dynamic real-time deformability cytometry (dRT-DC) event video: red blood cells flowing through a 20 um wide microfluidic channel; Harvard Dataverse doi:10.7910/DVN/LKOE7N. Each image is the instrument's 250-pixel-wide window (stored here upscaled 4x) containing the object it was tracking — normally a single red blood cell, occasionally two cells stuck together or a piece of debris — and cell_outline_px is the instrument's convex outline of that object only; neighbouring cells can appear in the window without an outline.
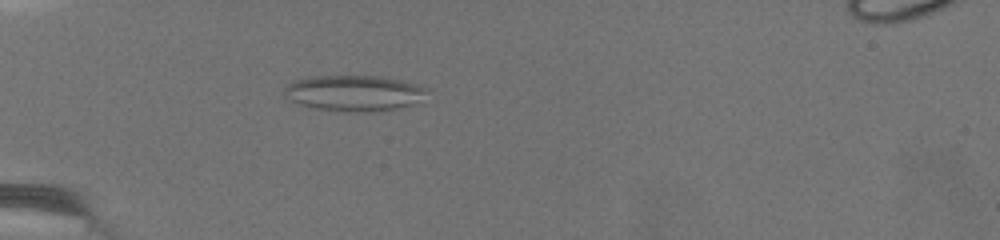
{"species": "common noctule bat (a hibernating species)", "species_latin": "Nyctalus noctula", "temperature_condition": "warm", "stored_images_in_passage": 18, "camera_frame_rate_fps": 3000, "um_per_image_px": 0.085, "animal": {"sex": "female", "body_mass_g": 19.5, "forearm_length_mm": 54.1}, "frame": {"image": 1, "passage_image": 16, "time_ms": 5.667, "image_size_px": [1000, 240], "cell_outline_px": [[428, 88], [408, 104], [400, 108], [356, 112], [344, 112], [312, 108], [296, 104], [284, 92], [284, 88], [288, 84], [296, 80], [316, 76], [380, 76], [400, 80], [416, 84]], "centroid_in_image_um": [29.98, 7.91], "position_along_channel_um": 55.0, "area_um2": 29.02}}